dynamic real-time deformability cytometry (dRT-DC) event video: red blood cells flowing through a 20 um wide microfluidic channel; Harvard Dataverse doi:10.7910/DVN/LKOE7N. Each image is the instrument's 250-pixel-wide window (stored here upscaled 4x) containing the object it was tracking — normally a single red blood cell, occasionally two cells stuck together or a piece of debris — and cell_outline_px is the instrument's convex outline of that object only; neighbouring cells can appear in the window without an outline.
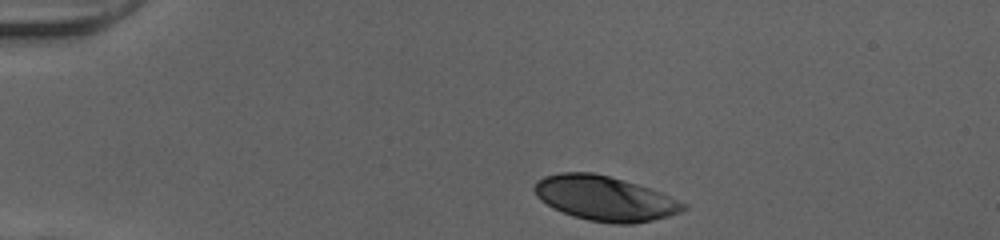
{"species": "human", "species_latin": "Homo sapiens", "temperature_condition": "cold", "stored_images_in_passage": 34, "camera_frame_rate_fps": 3000, "um_per_image_px": 0.085, "donor": {"sex": "female"}, "frame": {"image": 1, "passage_image": 1, "time_ms": 0.0, "image_size_px": [1000, 240], "cell_outline_px": [[688, 208], [680, 212], [668, 216], [652, 220], [632, 224], [616, 224], [588, 220], [572, 216], [540, 200], [536, 196], [532, 188], [536, 180], [544, 176], [560, 172], [592, 172], [624, 180], [660, 192], [688, 204]], "centroid_in_image_um": [51.4, 16.86], "position_along_channel_um": 33.6, "area_um2": 38.73}}
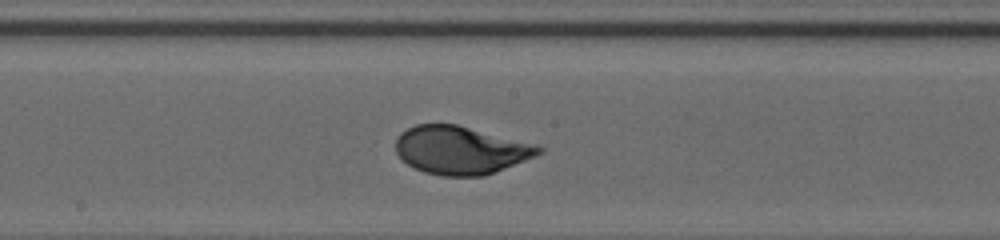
{"frame": {"image": 2, "passage_image": 19, "time_ms": 6.0, "image_size_px": [1000, 240], "cell_outline_px": [[544, 152], [536, 156], [484, 176], [440, 176], [424, 172], [412, 168], [396, 152], [396, 140], [400, 132], [416, 124], [456, 124], [536, 144], [544, 148]], "centroid_in_image_um": [39.16, 12.77], "position_along_channel_um": 209.0, "area_um2": 40.11}}
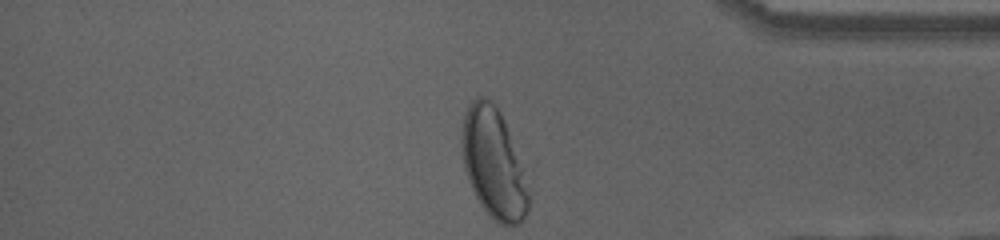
{"frame": {"image": 3, "passage_image": 34, "time_ms": 11.0, "image_size_px": [1000, 240], "cell_outline_px": [[528, 212], [524, 220], [520, 224], [500, 224], [480, 204], [468, 180], [464, 168], [460, 144], [460, 132], [464, 116], [468, 104], [476, 96], [484, 96], [492, 100], [500, 112], [528, 164]], "centroid_in_image_um": [42.01, 13.82], "position_along_channel_um": 393.2, "area_um2": 44.33}, "authors_computed_cell_mechanics": {"area_um2": 40.1132, "velocity_mm_per_s": 3.9967, "shape_relaxation_time_tau1_ms": 3.2561, "shape_relaxation_time_tau2_ms": null, "deformation_change_tau1": 0.1753, "deformation_change_tau2": null}}